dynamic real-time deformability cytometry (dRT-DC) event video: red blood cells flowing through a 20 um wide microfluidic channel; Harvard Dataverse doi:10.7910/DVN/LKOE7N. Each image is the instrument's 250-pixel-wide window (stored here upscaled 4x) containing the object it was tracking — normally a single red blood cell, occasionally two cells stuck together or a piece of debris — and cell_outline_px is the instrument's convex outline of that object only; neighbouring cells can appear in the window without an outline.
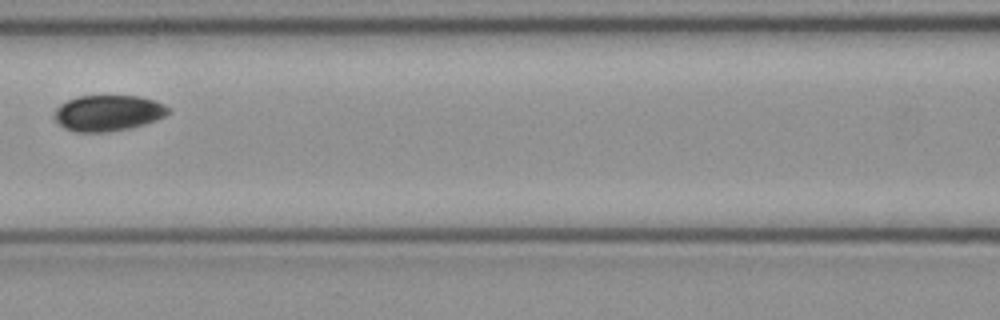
{"species": "common noctule bat (a hibernating species)", "species_latin": "Nyctalus noctula", "temperature_condition": "cold", "stored_images_in_passage": 4, "camera_frame_rate_fps": 3000, "um_per_image_px": 0.085, "animal": {"sex": "female", "body_mass_g": 21.9}, "frame": {"image": 1, "passage_image": 4, "time_ms": 1.0, "image_size_px": [1000, 320], "cell_outline_px": [[168, 112], [164, 116], [156, 120], [144, 124], [128, 128], [108, 132], [76, 132], [64, 128], [52, 116], [52, 112], [60, 104], [68, 100], [80, 96], [140, 96], [164, 104], [168, 108]], "centroid_in_image_um": [9.13, 9.61], "position_along_channel_um": 157.5, "area_um2": 23.76}}